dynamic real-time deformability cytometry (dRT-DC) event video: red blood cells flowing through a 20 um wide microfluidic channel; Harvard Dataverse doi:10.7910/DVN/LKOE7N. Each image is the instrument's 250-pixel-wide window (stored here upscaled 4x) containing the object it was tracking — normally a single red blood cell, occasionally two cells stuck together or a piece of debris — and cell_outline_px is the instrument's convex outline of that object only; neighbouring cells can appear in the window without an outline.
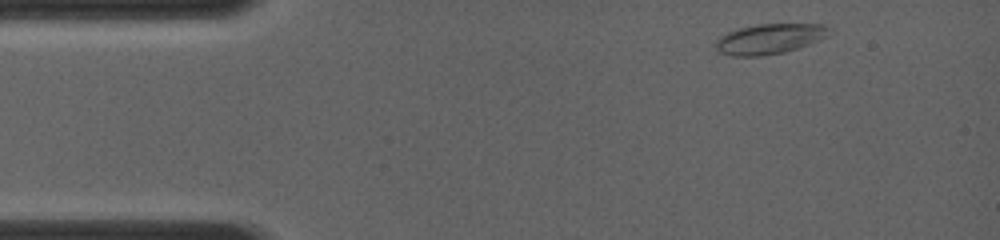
{"species": "common noctule bat (a hibernating species)", "species_latin": "Nyctalus noctula", "temperature_condition": "room temperature", "stored_images_in_passage": 44, "camera_frame_rate_fps": 4000, "um_per_image_px": 0.085, "animal": {"sex": "female", "body_mass_g": 19.0, "forearm_length_mm": 56.7}, "frame": {"image": 1, "passage_image": 1, "time_ms": 0.0, "image_size_px": [1000, 240], "cell_outline_px": [[832, 28], [828, 36], [820, 40], [784, 52], [760, 56], [732, 56], [720, 52], [716, 48], [716, 40], [720, 36], [728, 32], [740, 28], [756, 24], [824, 24]], "centroid_in_image_um": [65.44, 3.29], "position_along_channel_um": 19.6, "area_um2": 19.94}}
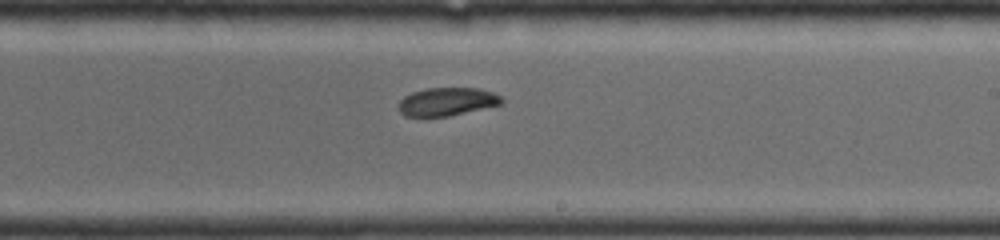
{"frame": {"image": 2, "passage_image": 21, "time_ms": 6.75, "image_size_px": [1000, 240], "cell_outline_px": [[504, 104], [448, 116], [404, 116], [396, 108], [400, 100], [404, 96], [412, 92], [428, 88], [480, 88], [492, 92], [500, 96], [504, 100]], "centroid_in_image_um": [37.99, 8.64], "position_along_channel_um": 251.0, "area_um2": 17.05}}
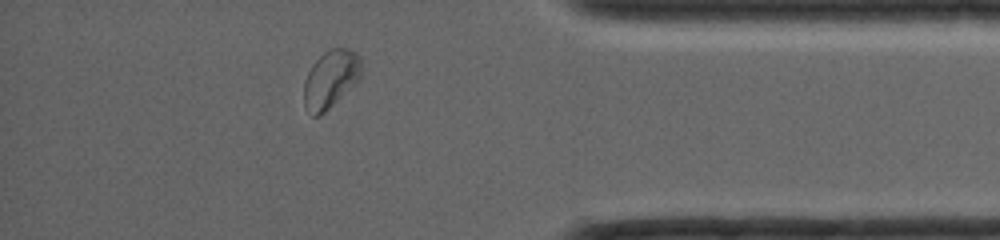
{"frame": {"image": 3, "passage_image": 38, "time_ms": 10.5, "image_size_px": [1000, 240], "cell_outline_px": [[360, 80], [320, 116], [312, 116], [304, 104], [304, 84], [308, 72], [312, 64], [328, 48], [348, 48], [356, 52], [360, 56]], "centroid_in_image_um": [28.11, 6.71], "position_along_channel_um": 407.1, "area_um2": 19.31}}